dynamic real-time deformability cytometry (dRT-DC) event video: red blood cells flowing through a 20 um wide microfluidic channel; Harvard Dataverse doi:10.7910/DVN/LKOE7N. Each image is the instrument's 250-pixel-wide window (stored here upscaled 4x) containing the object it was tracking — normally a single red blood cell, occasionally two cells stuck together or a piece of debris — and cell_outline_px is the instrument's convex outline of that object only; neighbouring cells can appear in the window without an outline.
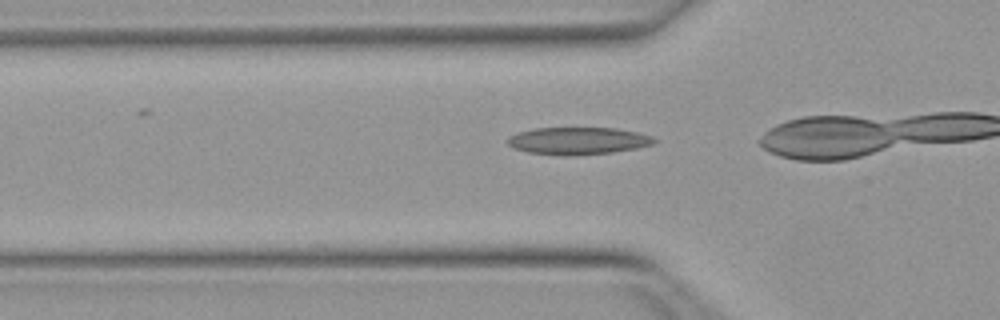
{"species": "Egyptian fruit bat (a non-hibernating species)", "species_latin": "Rousettus aegyptiacus", "temperature_condition": "warm", "stored_images_in_passage": 17, "camera_frame_rate_fps": 3000, "um_per_image_px": 0.085, "animal": {"sex": "female"}, "frame": {"image": 1, "passage_image": 3, "time_ms": 0.667, "image_size_px": [1000, 320], "cell_outline_px": [[656, 140], [652, 144], [636, 148], [612, 152], [576, 156], [560, 156], [528, 152], [512, 148], [504, 140], [508, 136], [516, 132], [536, 128], [616, 128], [636, 132], [652, 136]], "centroid_in_image_um": [49.05, 11.98], "position_along_channel_um": 76.8, "area_um2": 23.58}}
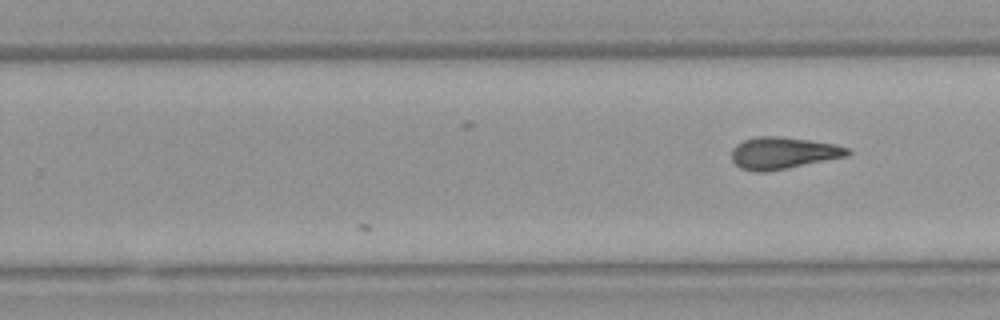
{"frame": {"image": 2, "passage_image": 17, "time_ms": 5.333, "image_size_px": [1000, 320], "cell_outline_px": [[852, 152], [848, 156], [768, 172], [756, 172], [740, 168], [732, 160], [732, 148], [736, 144], [744, 140], [756, 136], [780, 136], [836, 144], [848, 148]], "centroid_in_image_um": [66.56, 13.01], "position_along_channel_um": 263.2, "area_um2": 21.68}}